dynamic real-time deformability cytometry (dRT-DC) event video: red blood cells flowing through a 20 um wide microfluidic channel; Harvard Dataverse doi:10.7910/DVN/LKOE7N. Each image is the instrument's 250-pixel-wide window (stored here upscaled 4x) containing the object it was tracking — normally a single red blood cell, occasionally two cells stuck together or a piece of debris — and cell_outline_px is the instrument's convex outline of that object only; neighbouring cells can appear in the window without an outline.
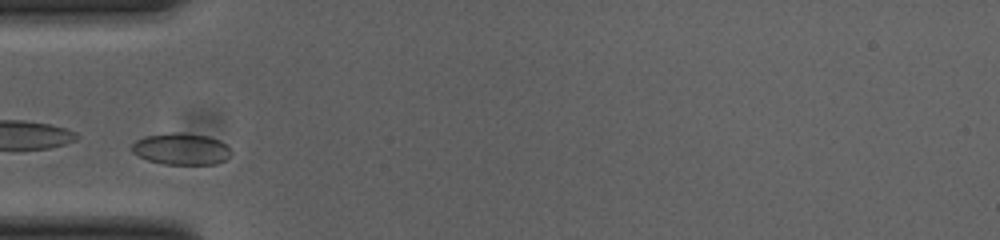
{"species": "common noctule bat (a hibernating species)", "species_latin": "Nyctalus noctula", "temperature_condition": "cold", "stored_images_in_passage": 27, "camera_frame_rate_fps": 3000, "um_per_image_px": 0.085, "animal": {"sex": "female", "body_mass_g": 23.0, "forearm_length_mm": 53.4}, "frame": {"image": 1, "passage_image": 1, "time_ms": 0.0, "image_size_px": [1000, 240], "cell_outline_px": [[232, 156], [228, 160], [216, 164], [164, 164], [148, 160], [136, 156], [132, 152], [132, 144], [136, 140], [144, 136], [172, 132], [176, 132], [208, 136], [220, 140], [232, 152]], "centroid_in_image_um": [15.41, 12.67], "position_along_channel_um": 69.6, "area_um2": 18.5}}